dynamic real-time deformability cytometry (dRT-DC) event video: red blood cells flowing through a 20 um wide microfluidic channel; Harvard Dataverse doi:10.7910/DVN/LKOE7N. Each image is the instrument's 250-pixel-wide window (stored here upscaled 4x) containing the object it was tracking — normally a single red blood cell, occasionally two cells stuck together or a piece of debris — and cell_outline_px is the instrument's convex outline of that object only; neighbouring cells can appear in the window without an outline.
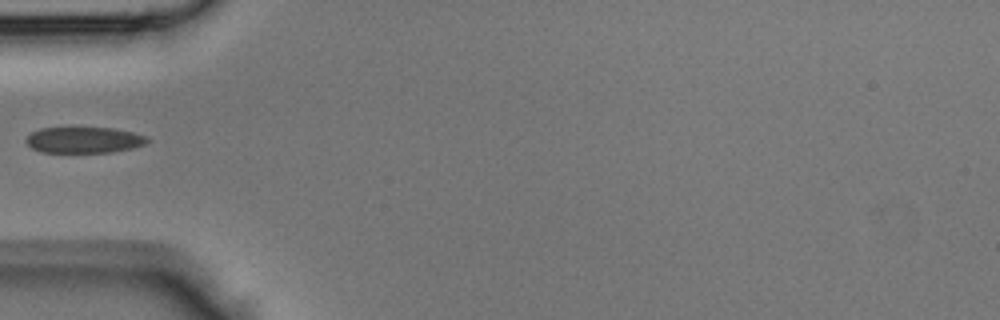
{"species": "Egyptian fruit bat (a non-hibernating species)", "species_latin": "Rousettus aegyptiacus", "temperature_condition": "room temperature", "stored_images_in_passage": 30, "camera_frame_rate_fps": 3000, "um_per_image_px": 0.085, "animal": {"sex": "male"}, "frame": {"image": 1, "passage_image": 1, "time_ms": 0.0, "image_size_px": [1000, 320], "cell_outline_px": [[152, 140], [144, 144], [132, 148], [112, 152], [40, 152], [32, 148], [24, 140], [32, 132], [40, 128], [112, 128], [132, 132], [148, 136]], "centroid_in_image_um": [7.16, 11.9], "position_along_channel_um": 77.8, "area_um2": 18.38}}
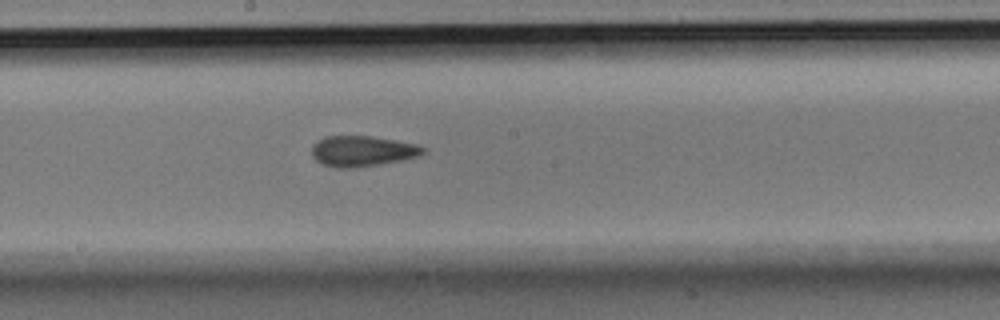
{"frame": {"image": 2, "passage_image": 10, "time_ms": 3.0, "image_size_px": [1000, 320], "cell_outline_px": [[428, 148], [420, 156], [404, 160], [380, 164], [348, 168], [336, 168], [324, 164], [316, 160], [312, 156], [312, 144], [316, 140], [324, 136], [372, 136], [416, 144]], "centroid_in_image_um": [30.8, 12.84], "position_along_channel_um": 217.4, "area_um2": 20.0}}
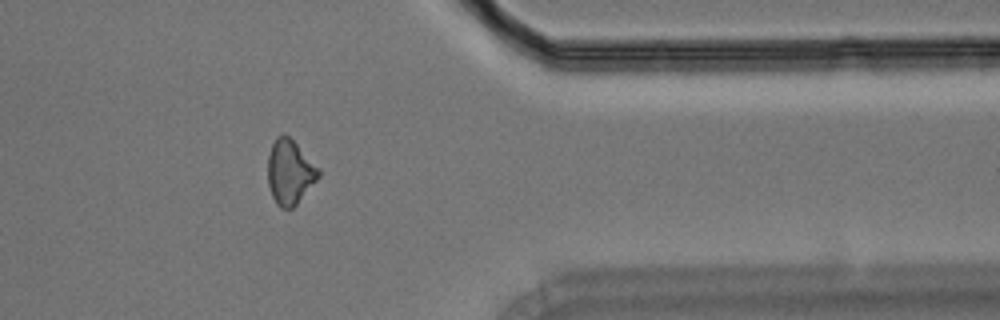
{"frame": {"image": 3, "passage_image": 22, "time_ms": 7.0, "image_size_px": [1000, 320], "cell_outline_px": [[320, 176], [296, 204], [292, 208], [280, 208], [276, 204], [272, 196], [268, 184], [268, 156], [272, 144], [276, 136], [284, 132], [320, 168]], "centroid_in_image_um": [24.63, 14.61], "position_along_channel_um": 386.8, "area_um2": 19.02}}